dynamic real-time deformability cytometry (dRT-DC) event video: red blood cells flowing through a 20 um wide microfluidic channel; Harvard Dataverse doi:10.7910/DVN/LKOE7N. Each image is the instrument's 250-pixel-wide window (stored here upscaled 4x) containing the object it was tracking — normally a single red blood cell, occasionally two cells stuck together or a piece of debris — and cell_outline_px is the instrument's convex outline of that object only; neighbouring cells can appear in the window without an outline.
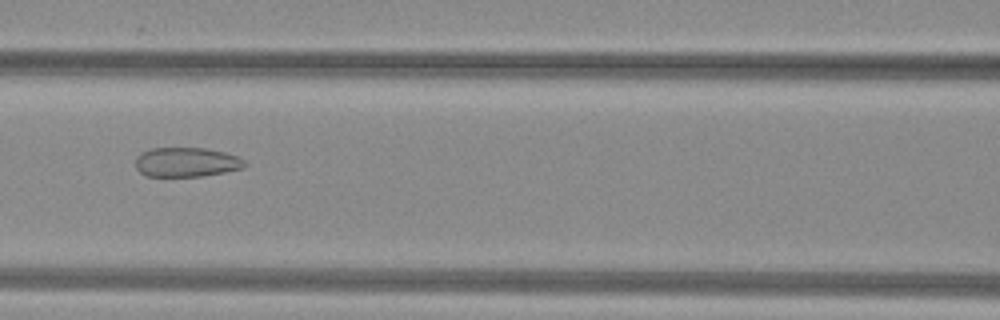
{"species": "common noctule bat (a hibernating species)", "species_latin": "Nyctalus noctula", "temperature_condition": "warm", "stored_images_in_passage": 53, "camera_frame_rate_fps": 3000, "um_per_image_px": 0.085, "animal": {"sex": "female", "body_mass_g": 29.2, "forearm_length_mm": 56.3}, "frame": {"image": 1, "passage_image": 25, "time_ms": 8.0, "image_size_px": [1000, 320], "cell_outline_px": [[248, 164], [244, 168], [204, 176], [148, 176], [140, 172], [136, 168], [136, 156], [140, 152], [152, 148], [204, 148], [224, 152], [236, 156], [244, 160]], "centroid_in_image_um": [15.85, 13.78], "position_along_channel_um": 150.8, "area_um2": 18.79}}
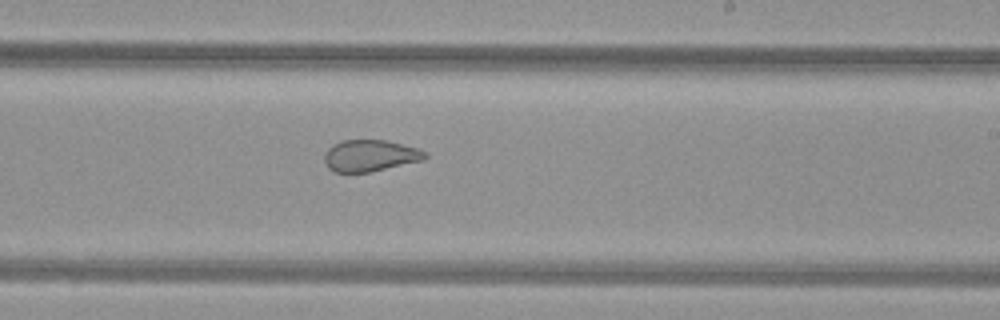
{"frame": {"image": 2, "passage_image": 33, "time_ms": 10.667, "image_size_px": [1000, 320], "cell_outline_px": [[428, 156], [424, 160], [372, 172], [332, 172], [328, 168], [324, 160], [324, 156], [328, 148], [332, 144], [340, 140], [388, 140], [416, 148], [428, 152]], "centroid_in_image_um": [31.46, 13.23], "position_along_channel_um": 257.5, "area_um2": 18.79}}
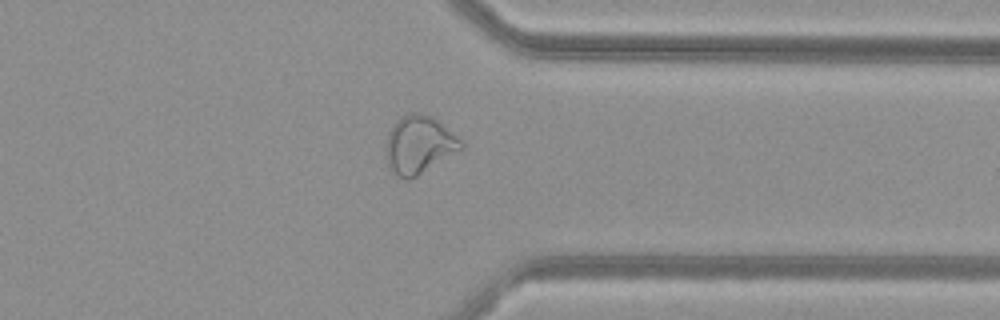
{"frame": {"image": 3, "passage_image": 42, "time_ms": 13.667, "image_size_px": [1000, 320], "cell_outline_px": [[464, 148], [416, 176], [408, 180], [404, 180], [388, 164], [384, 152], [388, 132], [396, 120], [408, 112], [420, 112], [432, 116], [456, 136], [464, 144]], "centroid_in_image_um": [35.59, 12.27], "position_along_channel_um": 375.8, "area_um2": 25.14}, "authors_computed_cell_mechanics": {"area_um2": 26.4146, "velocity_mm_per_s": 4.0242, "shape_relaxation_time_tau1_ms": null, "shape_relaxation_time_tau2_ms": 0.9584, "deformation_change_tau1": null, "deformation_change_tau2": 0.0683}}